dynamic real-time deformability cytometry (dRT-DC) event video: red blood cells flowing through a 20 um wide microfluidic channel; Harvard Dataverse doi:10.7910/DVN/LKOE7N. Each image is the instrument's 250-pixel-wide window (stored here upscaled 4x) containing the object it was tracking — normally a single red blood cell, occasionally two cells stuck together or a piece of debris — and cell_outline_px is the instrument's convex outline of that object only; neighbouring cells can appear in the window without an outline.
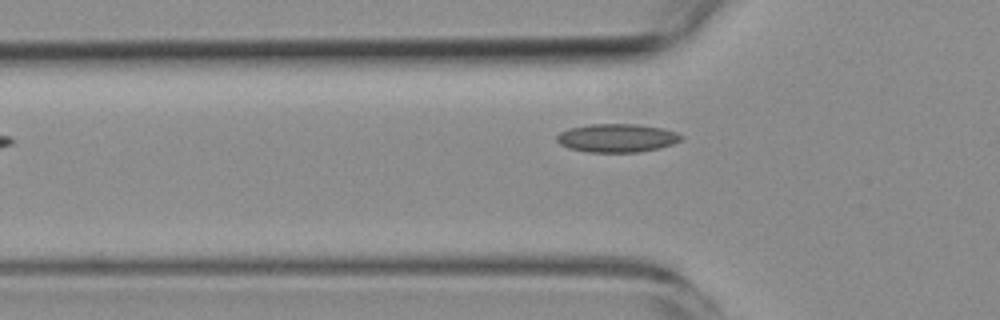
{"species": "common noctule bat (a hibernating species)", "species_latin": "Nyctalus noctula", "temperature_condition": "room temperature", "stored_images_in_passage": 4, "camera_frame_rate_fps": 3000, "um_per_image_px": 0.085, "animal": {"sex": "female", "body_mass_g": 19.3, "forearm_length_mm": 54.1}, "frame": {"image": 1, "passage_image": 4, "time_ms": 5.0, "image_size_px": [1000, 320], "cell_outline_px": [[684, 136], [680, 140], [672, 144], [656, 148], [636, 152], [588, 152], [568, 148], [560, 144], [556, 140], [556, 136], [560, 132], [568, 128], [588, 124], [636, 124], [664, 128], [676, 132]], "centroid_in_image_um": [52.41, 11.72], "position_along_channel_um": 73.4, "area_um2": 20.58}}